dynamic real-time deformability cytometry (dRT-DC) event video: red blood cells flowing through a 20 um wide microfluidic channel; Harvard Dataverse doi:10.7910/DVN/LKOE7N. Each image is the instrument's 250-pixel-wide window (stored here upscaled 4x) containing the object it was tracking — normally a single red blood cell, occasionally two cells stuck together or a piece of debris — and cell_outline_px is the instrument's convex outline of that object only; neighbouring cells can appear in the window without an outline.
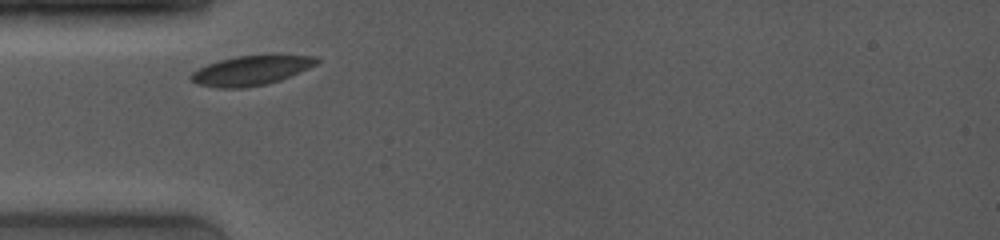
{"species": "common noctule bat (a hibernating species)", "species_latin": "Nyctalus noctula", "temperature_condition": "room temperature", "stored_images_in_passage": 2, "camera_frame_rate_fps": 4000, "um_per_image_px": 0.085, "animal": {"sex": "female", "body_mass_g": 19.0, "forearm_length_mm": 53.3}, "frame": {"image": 1, "passage_image": 1, "time_ms": 0.0, "image_size_px": [1000, 240], "cell_outline_px": [[320, 60], [316, 64], [308, 68], [280, 80], [264, 84], [244, 88], [216, 88], [196, 84], [188, 76], [192, 72], [208, 64], [220, 60], [236, 56], [312, 56]], "centroid_in_image_um": [21.26, 6.01], "position_along_channel_um": 63.7, "area_um2": 21.15}}